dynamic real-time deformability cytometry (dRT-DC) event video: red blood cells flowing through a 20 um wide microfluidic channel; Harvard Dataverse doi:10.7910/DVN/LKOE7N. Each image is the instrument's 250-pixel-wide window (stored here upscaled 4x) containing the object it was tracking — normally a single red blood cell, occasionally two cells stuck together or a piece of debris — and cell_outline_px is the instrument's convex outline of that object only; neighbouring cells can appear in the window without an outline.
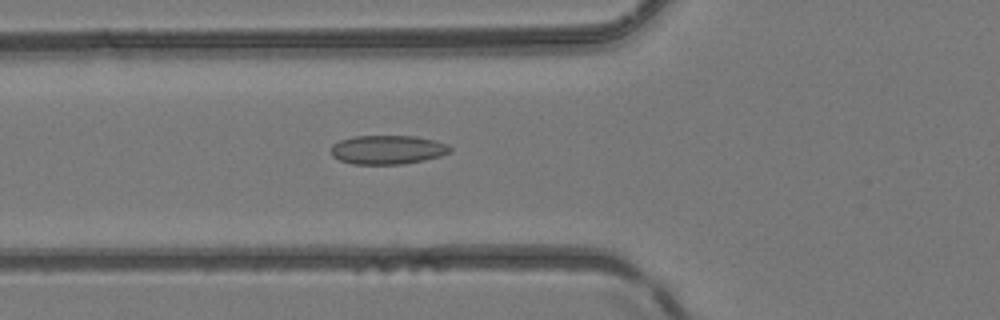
{"species": "common noctule bat (a hibernating species)", "species_latin": "Nyctalus noctula", "temperature_condition": "room temperature", "stored_images_in_passage": 50, "camera_frame_rate_fps": 3000, "um_per_image_px": 0.085, "animal": {"sex": "female", "body_mass_g": 24.6, "forearm_length_mm": 56.2}, "frame": {"image": 1, "passage_image": 19, "time_ms": 6.0, "image_size_px": [1000, 320], "cell_outline_px": [[452, 152], [440, 156], [424, 160], [404, 164], [352, 164], [340, 160], [332, 156], [332, 144], [340, 140], [356, 136], [416, 136], [436, 140], [448, 144], [452, 148]], "centroid_in_image_um": [32.99, 12.72], "position_along_channel_um": 92.8, "area_um2": 20.23}}
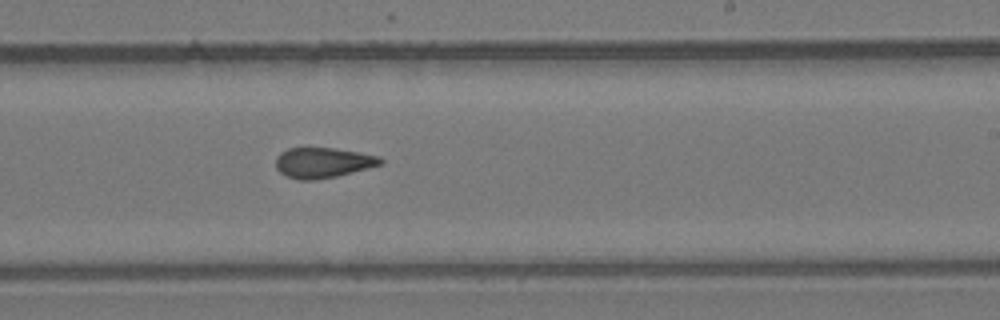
{"frame": {"image": 2, "passage_image": 31, "time_ms": 10.0, "image_size_px": [1000, 320], "cell_outline_px": [[384, 164], [336, 176], [312, 180], [300, 180], [288, 176], [280, 172], [276, 168], [276, 156], [280, 152], [288, 148], [332, 148], [360, 152], [380, 156], [384, 160]], "centroid_in_image_um": [27.47, 13.82], "position_along_channel_um": 261.5, "area_um2": 18.5}}
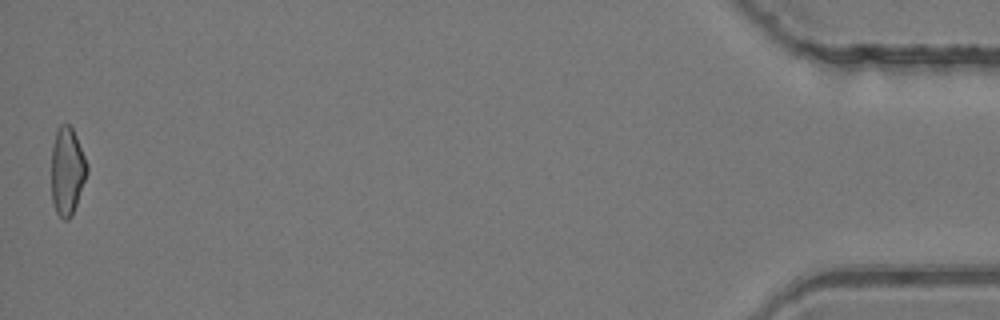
{"frame": {"image": 3, "passage_image": 50, "time_ms": 16.333, "image_size_px": [1000, 320], "cell_outline_px": [[88, 172], [72, 216], [68, 220], [64, 220], [56, 212], [52, 200], [52, 144], [56, 128], [60, 124], [68, 124], [72, 128], [76, 136], [88, 164]], "centroid_in_image_um": [5.71, 14.53], "position_along_channel_um": 429.5, "area_um2": 18.32}, "authors_computed_cell_mechanics": {"area_um2": 19.1029, "velocity_mm_per_s": 4.2076, "shape_relaxation_time_tau1_ms": null, "shape_relaxation_time_tau2_ms": 2.9142, "deformation_change_tau1": null, "deformation_change_tau2": 0.114}}